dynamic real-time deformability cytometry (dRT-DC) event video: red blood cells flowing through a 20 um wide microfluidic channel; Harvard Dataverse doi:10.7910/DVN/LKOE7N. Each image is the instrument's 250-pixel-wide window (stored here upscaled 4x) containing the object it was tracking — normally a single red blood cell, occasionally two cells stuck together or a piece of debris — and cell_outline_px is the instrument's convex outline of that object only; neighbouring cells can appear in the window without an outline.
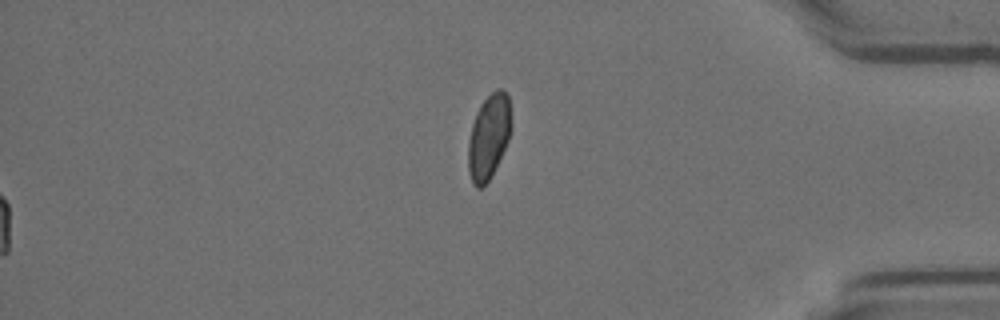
{"species": "Egyptian fruit bat (a non-hibernating species)", "species_latin": "Rousettus aegyptiacus", "temperature_condition": "room temperature", "stored_images_in_passage": 51, "segment_of_instrument_passage": [2, 2], "camera_frame_rate_fps": 3000, "um_per_image_px": 0.085, "animal": {"sex": "female"}, "frame": {"image": 1, "passage_image": 51, "time_ms": 16.667, "image_size_px": [1000, 320], "cell_outline_px": [[512, 124], [508, 140], [488, 180], [480, 188], [476, 188], [472, 184], [468, 172], [468, 144], [472, 124], [476, 112], [480, 104], [496, 88], [500, 88], [508, 92]], "centroid_in_image_um": [41.54, 11.57], "position_along_channel_um": 393.7, "area_um2": 21.15}}